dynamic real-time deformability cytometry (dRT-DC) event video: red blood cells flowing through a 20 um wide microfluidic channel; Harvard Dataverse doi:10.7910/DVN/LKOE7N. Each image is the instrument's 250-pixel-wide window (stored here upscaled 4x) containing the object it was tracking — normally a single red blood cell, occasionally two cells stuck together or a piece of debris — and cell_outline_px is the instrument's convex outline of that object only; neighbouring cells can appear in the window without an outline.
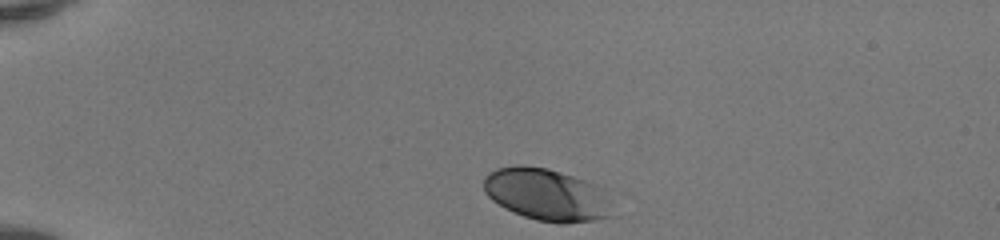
{"species": "human", "species_latin": "Homo sapiens", "temperature_condition": "room temperature", "stored_images_in_passage": 34, "camera_frame_rate_fps": 3000, "um_per_image_px": 0.085, "donor": {"sex": "female"}, "frame": {"image": 1, "passage_image": 1, "time_ms": 0.0, "image_size_px": [1000, 240], "cell_outline_px": [[616, 216], [596, 220], [568, 224], [560, 224], [536, 220], [524, 216], [504, 208], [492, 200], [484, 192], [484, 176], [488, 172], [496, 168], [516, 164], [520, 164], [548, 168], [596, 184], [604, 188]], "centroid_in_image_um": [46.5, 16.55], "position_along_channel_um": 38.5, "area_um2": 39.94}}
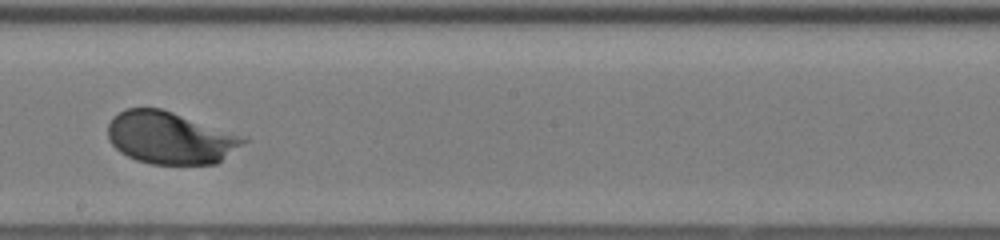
{"frame": {"image": 2, "passage_image": 20, "time_ms": 6.333, "image_size_px": [1000, 240], "cell_outline_px": [[248, 140], [216, 164], [152, 164], [136, 160], [120, 152], [108, 140], [108, 124], [112, 116], [124, 108], [160, 108], [248, 136]], "centroid_in_image_um": [14.47, 11.7], "position_along_channel_um": 233.7, "area_um2": 41.56}}
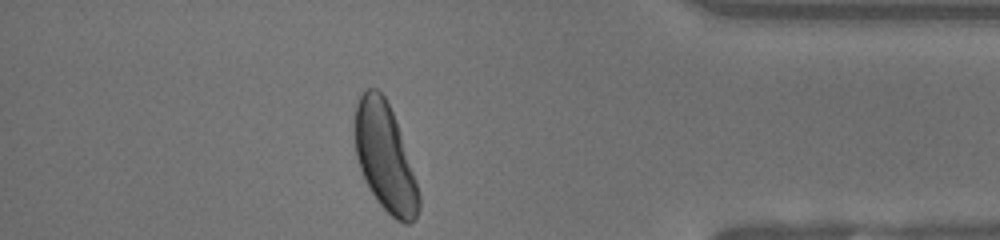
{"frame": {"image": 3, "passage_image": 34, "time_ms": 11.0, "image_size_px": [1000, 240], "cell_outline_px": [[420, 208], [416, 216], [408, 224], [404, 224], [396, 220], [376, 200], [364, 180], [356, 156], [356, 104], [360, 96], [368, 88], [376, 88], [384, 96], [392, 112], [416, 180], [420, 196]], "centroid_in_image_um": [32.73, 13.42], "position_along_channel_um": 402.5, "area_um2": 39.3}, "authors_computed_cell_mechanics": {"area_um2": 39.6797, "velocity_mm_per_s": 4.1177, "shape_relaxation_time_tau1_ms": 1.7119, "shape_relaxation_time_tau2_ms": null, "deformation_change_tau1": 0.1444, "deformation_change_tau2": null}}